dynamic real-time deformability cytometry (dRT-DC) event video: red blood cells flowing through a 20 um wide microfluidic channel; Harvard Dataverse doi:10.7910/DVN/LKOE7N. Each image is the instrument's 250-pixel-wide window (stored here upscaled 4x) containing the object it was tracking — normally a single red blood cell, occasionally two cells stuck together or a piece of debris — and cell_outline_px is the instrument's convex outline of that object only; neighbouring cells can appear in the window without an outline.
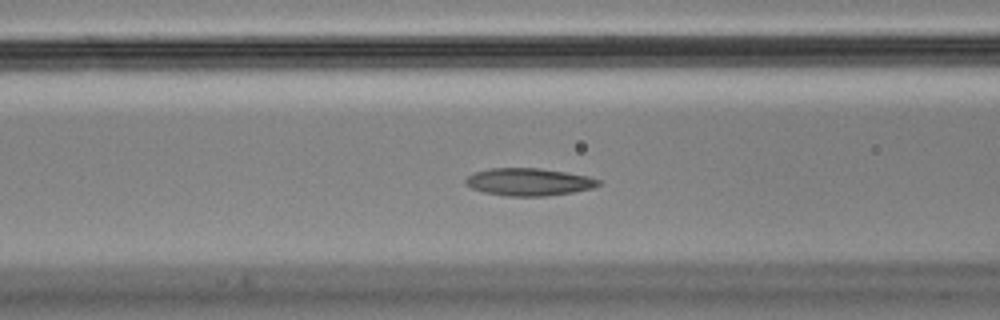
{"species": "Egyptian fruit bat (a non-hibernating species)", "species_latin": "Rousettus aegyptiacus", "temperature_condition": "cold", "stored_images_in_passage": 42, "camera_frame_rate_fps": 3000, "um_per_image_px": 0.085, "animal": {"sex": "male"}, "frame": {"image": 1, "passage_image": 7, "time_ms": 2.0, "image_size_px": [1000, 320], "cell_outline_px": [[600, 184], [592, 188], [572, 192], [548, 196], [508, 196], [484, 192], [472, 188], [464, 184], [464, 180], [468, 176], [476, 172], [492, 168], [540, 168], [588, 176], [600, 180]], "centroid_in_image_um": [44.94, 15.46], "position_along_channel_um": 121.7, "area_um2": 21.15}}
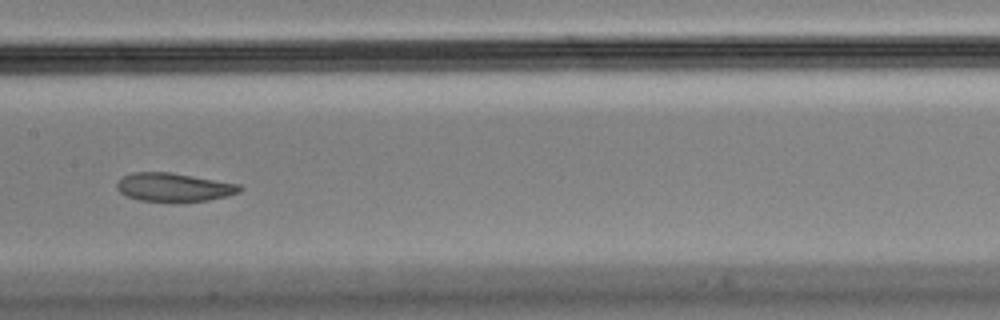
{"frame": {"image": 2, "passage_image": 13, "time_ms": 4.0, "image_size_px": [1000, 320], "cell_outline_px": [[244, 188], [240, 192], [228, 196], [208, 200], [168, 204], [140, 200], [128, 196], [120, 192], [116, 188], [116, 184], [124, 176], [132, 172], [168, 172], [240, 184]], "centroid_in_image_um": [14.8, 15.95], "position_along_channel_um": 192.6, "area_um2": 20.87}}
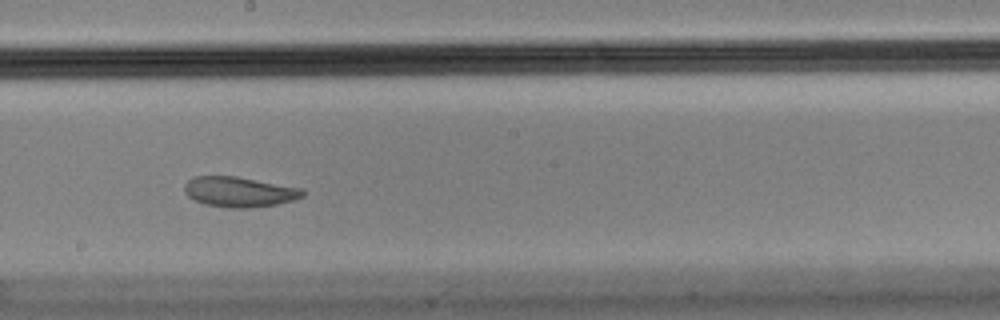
{"frame": {"image": 3, "passage_image": 16, "time_ms": 5.0, "image_size_px": [1000, 320], "cell_outline_px": [[304, 196], [292, 200], [276, 204], [252, 208], [232, 208], [204, 204], [192, 200], [184, 192], [184, 184], [188, 180], [196, 176], [236, 176], [304, 188]], "centroid_in_image_um": [20.33, 16.31], "position_along_channel_um": 227.9, "area_um2": 20.98}, "authors_computed_cell_mechanics": {"area_um2": 22.6576, "velocity_mm_per_s": 3.5431, "shape_relaxation_time_tau1_ms": null, "shape_relaxation_time_tau2_ms": 2.0142, "deformation_change_tau1": null, "deformation_change_tau2": 0.0698}}